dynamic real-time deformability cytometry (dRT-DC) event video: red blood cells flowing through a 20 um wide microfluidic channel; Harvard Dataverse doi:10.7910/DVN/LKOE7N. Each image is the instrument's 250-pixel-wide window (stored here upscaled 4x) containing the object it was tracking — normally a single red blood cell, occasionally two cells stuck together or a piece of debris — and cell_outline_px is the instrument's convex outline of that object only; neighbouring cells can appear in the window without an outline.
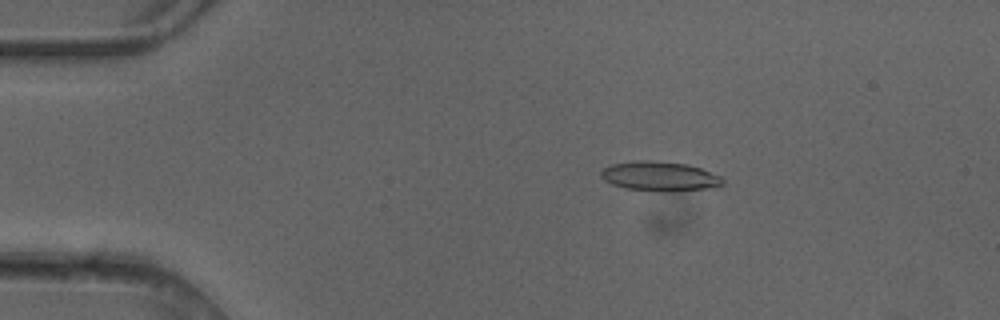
{"species": "common noctule bat (a hibernating species)", "species_latin": "Nyctalus noctula", "temperature_condition": "cold", "stored_images_in_passage": 3, "camera_frame_rate_fps": 3000, "um_per_image_px": 0.085, "animal": {"sex": "female"}, "frame": {"image": 1, "passage_image": 3, "time_ms": 0.667, "image_size_px": [1000, 320], "cell_outline_px": [[724, 184], [708, 188], [668, 192], [660, 192], [628, 188], [612, 184], [604, 180], [600, 176], [600, 172], [604, 168], [612, 164], [636, 160], [652, 160], [688, 164], [700, 168], [720, 176], [724, 180]], "centroid_in_image_um": [56.07, 14.98], "position_along_channel_um": 28.9, "area_um2": 20.98}}